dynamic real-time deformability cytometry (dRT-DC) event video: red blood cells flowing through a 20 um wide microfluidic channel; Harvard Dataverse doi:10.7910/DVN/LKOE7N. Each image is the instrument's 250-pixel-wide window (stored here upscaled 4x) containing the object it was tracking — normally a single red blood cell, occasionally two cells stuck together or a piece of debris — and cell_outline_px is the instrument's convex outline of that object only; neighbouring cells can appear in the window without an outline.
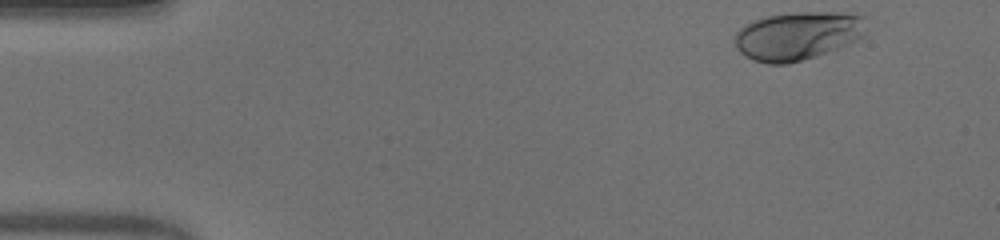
{"species": "human", "species_latin": "Homo sapiens", "temperature_condition": "warm", "stored_images_in_passage": 40, "camera_frame_rate_fps": 3000, "um_per_image_px": 0.085, "donor": {"sex": "male"}, "frame": {"image": 1, "passage_image": 1, "time_ms": 0.0, "image_size_px": [1000, 240], "cell_outline_px": [[864, 32], [856, 40], [848, 44], [816, 56], [788, 64], [768, 64], [744, 56], [736, 48], [736, 32], [744, 24], [752, 20], [768, 16], [792, 12], [840, 12], [864, 16]], "centroid_in_image_um": [67.77, 3.03], "position_along_channel_um": 17.2, "area_um2": 36.88}}
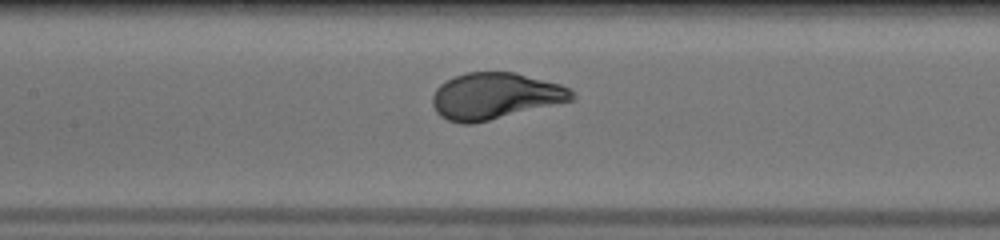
{"frame": {"image": 2, "passage_image": 21, "time_ms": 6.667, "image_size_px": [1000, 240], "cell_outline_px": [[576, 100], [472, 124], [460, 124], [448, 120], [440, 116], [436, 112], [432, 104], [432, 96], [436, 88], [440, 84], [456, 76], [468, 72], [516, 72], [560, 84], [572, 88], [576, 96]], "centroid_in_image_um": [42.12, 8.17], "position_along_channel_um": 165.3, "area_um2": 38.03}}
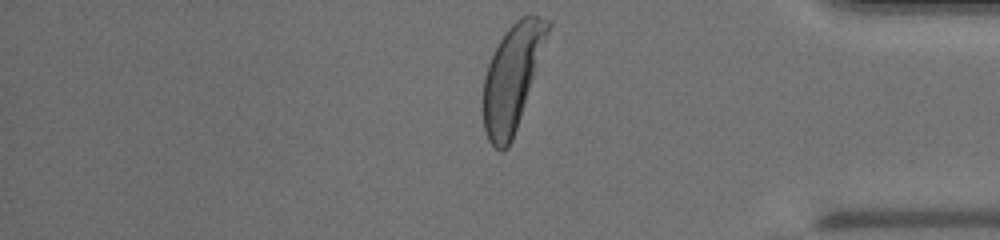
{"frame": {"image": 3, "passage_image": 40, "time_ms": 13.0, "image_size_px": [1000, 240], "cell_outline_px": [[552, 24], [512, 140], [508, 148], [500, 152], [488, 140], [484, 128], [484, 76], [488, 64], [504, 32], [520, 16], [536, 16], [552, 20]], "centroid_in_image_um": [43.54, 6.55], "position_along_channel_um": 391.7, "area_um2": 38.78}, "authors_computed_cell_mechanics": {"area_um2": 37.2232, "velocity_mm_per_s": 3.9215, "shape_relaxation_time_tau1_ms": 2.1714, "shape_relaxation_time_tau2_ms": null, "deformation_change_tau1": 0.1864, "deformation_change_tau2": null}}